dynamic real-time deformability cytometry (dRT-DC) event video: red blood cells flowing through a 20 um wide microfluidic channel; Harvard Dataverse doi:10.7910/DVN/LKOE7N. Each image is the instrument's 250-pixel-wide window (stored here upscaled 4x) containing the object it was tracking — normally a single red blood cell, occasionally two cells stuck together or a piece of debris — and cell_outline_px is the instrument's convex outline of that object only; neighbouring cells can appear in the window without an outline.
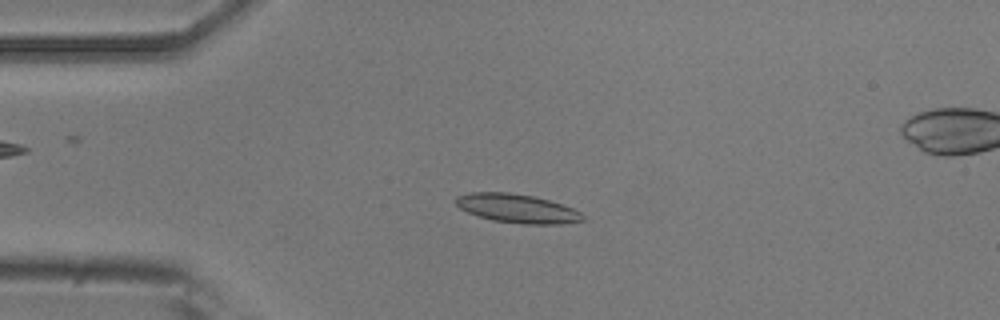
{"species": "common noctule bat (a hibernating species)", "species_latin": "Nyctalus noctula", "temperature_condition": "room temperature", "stored_images_in_passage": 7, "camera_frame_rate_fps": 3000, "um_per_image_px": 0.085, "animal": {"sex": "male", "body_mass_g": 20.5, "forearm_length_mm": 52.5}, "frame": {"image": 1, "passage_image": 2, "time_ms": 0.333, "image_size_px": [1000, 320], "cell_outline_px": [[584, 220], [560, 224], [524, 224], [492, 220], [468, 212], [460, 208], [456, 204], [456, 196], [468, 192], [508, 192], [532, 196], [548, 200], [572, 208], [580, 212], [584, 216]], "centroid_in_image_um": [43.94, 17.71], "position_along_channel_um": 41.1, "area_um2": 21.1}}
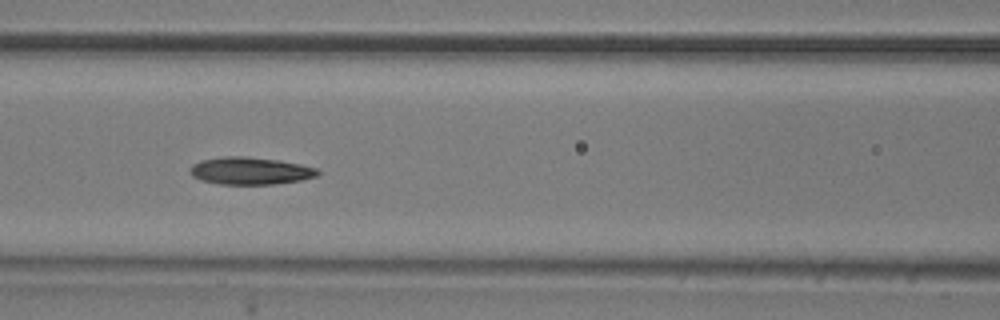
{"frame": {"image": 2, "passage_image": 5, "time_ms": 1.333, "image_size_px": [1000, 320], "cell_outline_px": [[320, 172], [316, 176], [300, 180], [272, 184], [220, 184], [200, 180], [192, 176], [188, 172], [192, 164], [200, 160], [224, 156], [244, 156], [280, 160], [300, 164], [316, 168]], "centroid_in_image_um": [21.22, 14.51], "position_along_channel_um": 145.4, "area_um2": 20.4}}
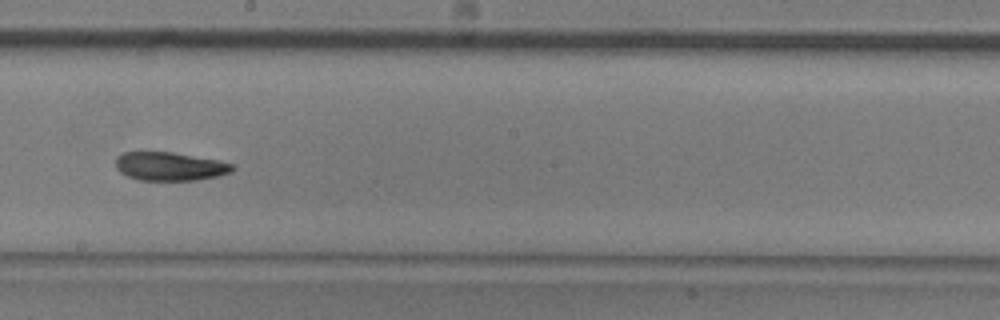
{"frame": {"image": 3, "passage_image": 7, "time_ms": 2.0, "image_size_px": [1000, 320], "cell_outline_px": [[236, 168], [232, 172], [216, 176], [196, 180], [140, 180], [128, 176], [120, 172], [116, 168], [116, 156], [124, 152], [172, 152], [216, 160], [232, 164]], "centroid_in_image_um": [14.42, 14.14], "position_along_channel_um": 233.8, "area_um2": 19.25}}